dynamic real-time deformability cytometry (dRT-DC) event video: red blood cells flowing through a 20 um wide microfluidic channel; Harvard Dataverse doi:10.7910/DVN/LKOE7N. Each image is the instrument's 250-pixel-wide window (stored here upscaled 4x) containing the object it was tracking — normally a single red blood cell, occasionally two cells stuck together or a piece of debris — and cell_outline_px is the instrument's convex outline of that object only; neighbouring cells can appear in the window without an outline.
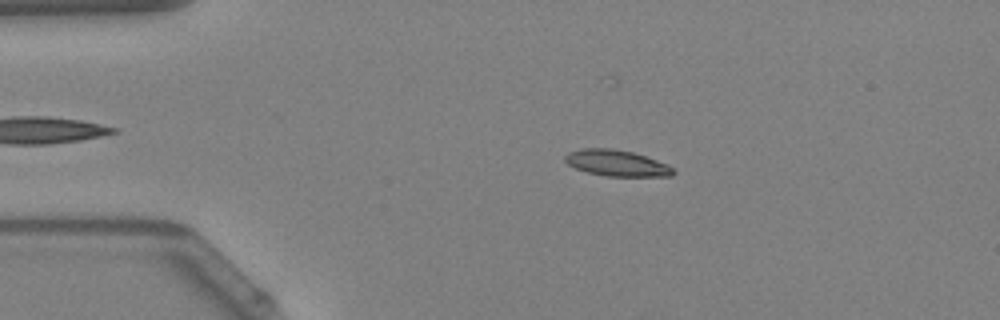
{"species": "Egyptian fruit bat (a non-hibernating species)", "species_latin": "Rousettus aegyptiacus", "temperature_condition": "warm", "stored_images_in_passage": 49, "camera_frame_rate_fps": 3000, "um_per_image_px": 0.085, "animal": {"sex": "female"}, "frame": {"image": 1, "passage_image": 10, "time_ms": 3.0, "image_size_px": [1000, 320], "cell_outline_px": [[676, 172], [672, 176], [604, 176], [588, 172], [576, 168], [568, 164], [564, 160], [564, 156], [568, 152], [580, 148], [612, 148], [632, 152], [656, 160], [672, 168]], "centroid_in_image_um": [52.37, 13.86], "position_along_channel_um": 32.6, "area_um2": 16.36}}
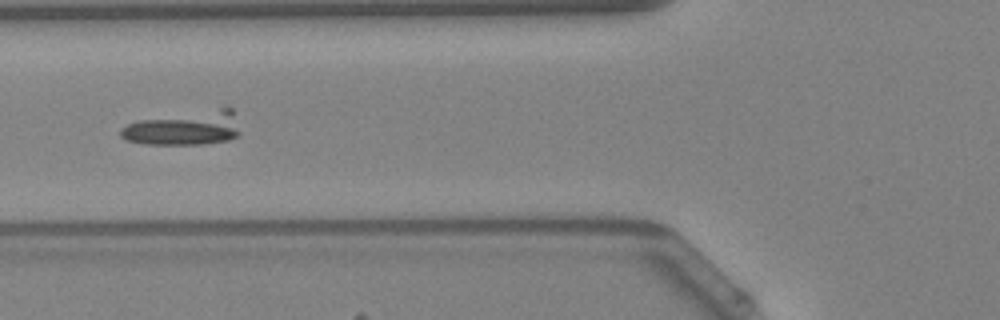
{"frame": {"image": 2, "passage_image": 19, "time_ms": 6.0, "image_size_px": [1000, 320], "cell_outline_px": [[240, 132], [236, 136], [228, 140], [204, 144], [148, 144], [124, 140], [120, 136], [120, 128], [128, 124], [140, 120], [224, 104], [232, 108]], "centroid_in_image_um": [15.72, 10.84], "position_along_channel_um": 110.1, "area_um2": 24.45}}
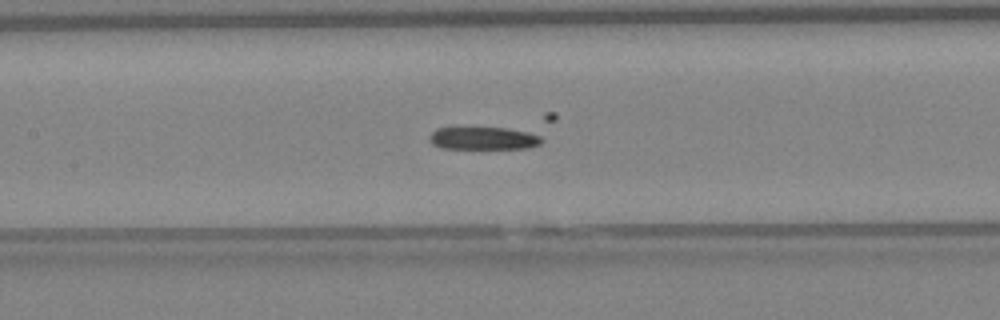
{"frame": {"image": 3, "passage_image": 23, "time_ms": 7.333, "image_size_px": [1000, 320], "cell_outline_px": [[544, 140], [540, 144], [528, 148], [440, 148], [432, 144], [428, 136], [436, 128], [508, 128], [540, 132]], "centroid_in_image_um": [41.2, 11.74], "position_along_channel_um": 166.2, "area_um2": 15.14}}